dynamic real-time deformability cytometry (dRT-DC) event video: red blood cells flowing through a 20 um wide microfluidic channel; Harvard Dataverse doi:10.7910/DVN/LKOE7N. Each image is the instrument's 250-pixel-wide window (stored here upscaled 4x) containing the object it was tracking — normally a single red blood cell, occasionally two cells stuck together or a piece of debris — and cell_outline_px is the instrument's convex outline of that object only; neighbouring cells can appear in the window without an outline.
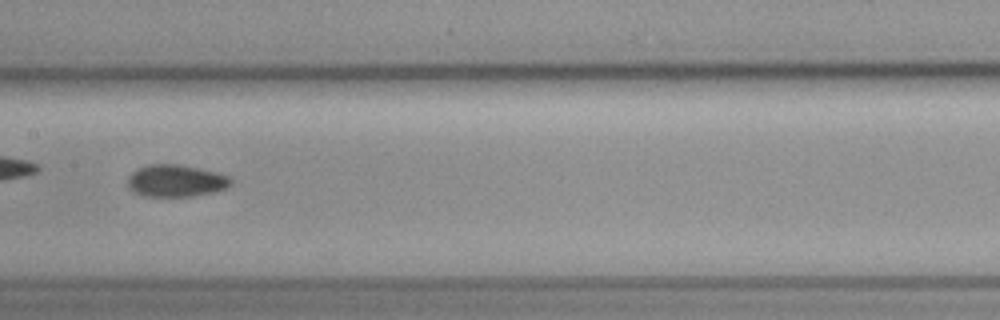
{"species": "common noctule bat (a hibernating species)", "species_latin": "Nyctalus noctula", "temperature_condition": "cold", "stored_images_in_passage": 41, "camera_frame_rate_fps": 3000, "um_per_image_px": 0.085, "animal": {"sex": "female", "body_mass_g": 19.3, "forearm_length_mm": 54.1}, "frame": {"image": 1, "passage_image": 12, "time_ms": 3.667, "image_size_px": [1000, 320], "cell_outline_px": [[232, 184], [224, 188], [212, 192], [192, 196], [144, 196], [132, 192], [128, 188], [128, 176], [136, 168], [148, 164], [180, 164], [200, 168], [216, 172], [228, 176], [232, 180]], "centroid_in_image_um": [14.9, 15.35], "position_along_channel_um": 192.5, "area_um2": 19.42}}
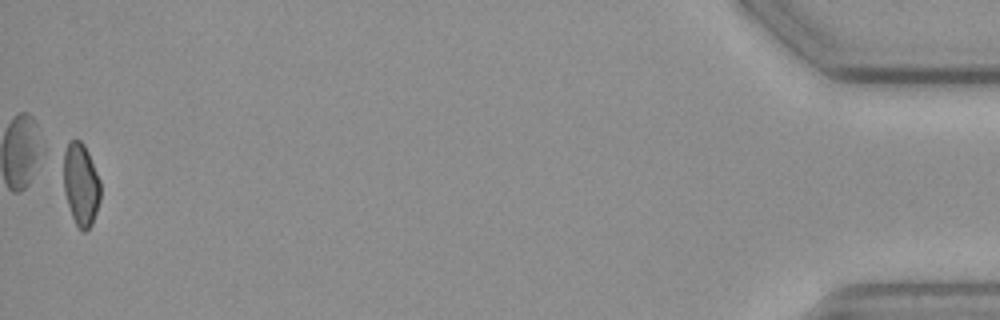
{"frame": {"image": 2, "passage_image": 40, "time_ms": 13.0, "image_size_px": [1000, 320], "cell_outline_px": [[100, 200], [92, 224], [84, 232], [80, 232], [72, 216], [64, 192], [60, 152], [72, 140], [80, 140], [84, 144], [88, 152], [100, 180]], "centroid_in_image_um": [6.83, 15.63], "position_along_channel_um": 428.4, "area_um2": 18.32}}